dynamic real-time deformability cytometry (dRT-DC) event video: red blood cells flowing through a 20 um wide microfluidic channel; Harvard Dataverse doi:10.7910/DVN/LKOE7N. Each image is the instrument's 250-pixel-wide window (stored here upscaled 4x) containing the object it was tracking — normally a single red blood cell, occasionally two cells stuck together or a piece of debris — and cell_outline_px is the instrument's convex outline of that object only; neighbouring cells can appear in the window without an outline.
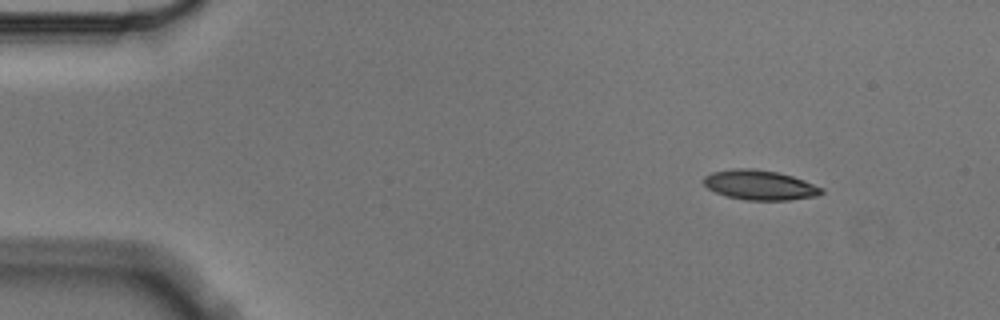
{"species": "Egyptian fruit bat (a non-hibernating species)", "species_latin": "Rousettus aegyptiacus", "temperature_condition": "cold", "stored_images_in_passage": 6, "camera_frame_rate_fps": 3000, "um_per_image_px": 0.085, "animal": {"sex": "male"}, "frame": {"image": 1, "passage_image": 1, "time_ms": 0.0, "image_size_px": [1000, 320], "cell_outline_px": [[824, 192], [816, 196], [788, 200], [744, 200], [728, 196], [716, 192], [708, 188], [704, 184], [704, 176], [712, 172], [732, 168], [752, 168], [776, 172], [792, 176], [804, 180], [824, 188]], "centroid_in_image_um": [64.59, 15.72], "position_along_channel_um": 20.4, "area_um2": 20.4}}
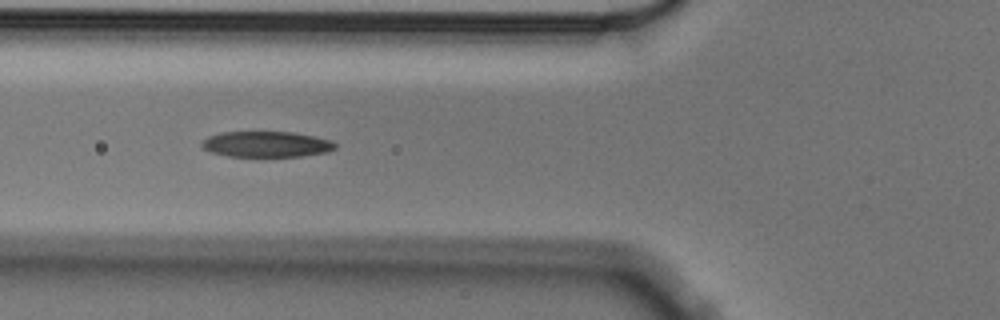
{"frame": {"image": 2, "passage_image": 5, "time_ms": 1.333, "image_size_px": [1000, 320], "cell_outline_px": [[336, 148], [328, 152], [300, 156], [228, 156], [212, 152], [204, 148], [200, 144], [208, 136], [220, 132], [292, 132], [332, 140], [336, 144]], "centroid_in_image_um": [22.66, 12.25], "position_along_channel_um": 103.1, "area_um2": 19.88}}
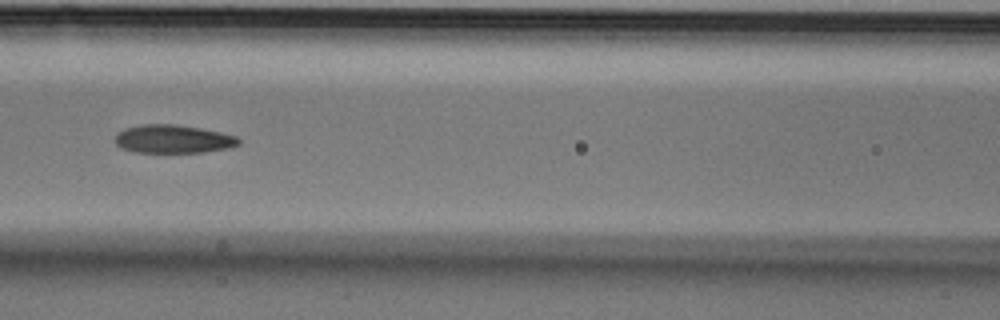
{"frame": {"image": 3, "passage_image": 6, "time_ms": 1.667, "image_size_px": [1000, 320], "cell_outline_px": [[240, 144], [228, 148], [204, 152], [132, 152], [120, 148], [112, 140], [116, 132], [124, 128], [140, 124], [176, 124], [200, 128], [220, 132], [236, 136], [240, 140]], "centroid_in_image_um": [14.64, 11.81], "position_along_channel_um": 152.0, "area_um2": 20.69}}